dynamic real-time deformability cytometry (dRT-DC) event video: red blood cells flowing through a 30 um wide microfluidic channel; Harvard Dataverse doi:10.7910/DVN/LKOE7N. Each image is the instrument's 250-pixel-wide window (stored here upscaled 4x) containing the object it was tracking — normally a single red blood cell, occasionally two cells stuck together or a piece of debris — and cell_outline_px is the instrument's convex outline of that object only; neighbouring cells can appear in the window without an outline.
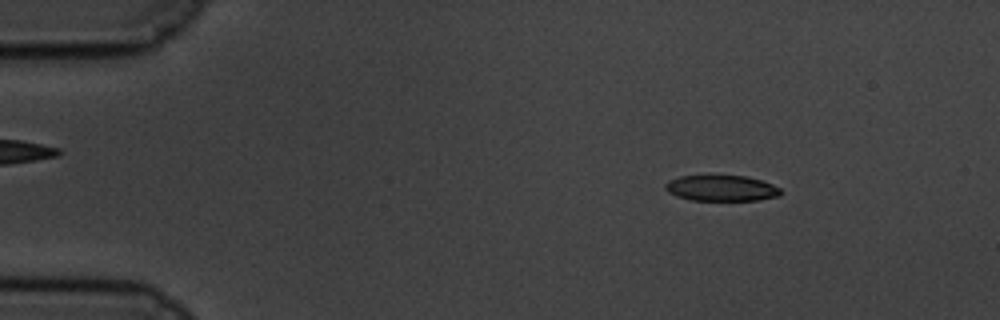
{"species": "common noctule bat (a hibernating species)", "species_latin": "Nyctalus noctula", "temperature_condition": "cold", "stored_images_in_passage": 55, "camera_frame_rate_fps": 3000, "um_per_image_px": 0.085, "animal": {"sex": "male", "body_mass_g": 19.5, "forearm_length_mm": 54.6}, "frame": {"image": 1, "passage_image": 4, "time_ms": 1.0, "image_size_px": [1000, 320], "cell_outline_px": [[784, 192], [780, 196], [760, 200], [692, 200], [676, 196], [668, 192], [664, 188], [664, 184], [668, 180], [680, 176], [708, 172], [748, 176], [772, 184], [780, 188]], "centroid_in_image_um": [61.29, 15.94], "position_along_channel_um": 23.7, "area_um2": 18.44}}
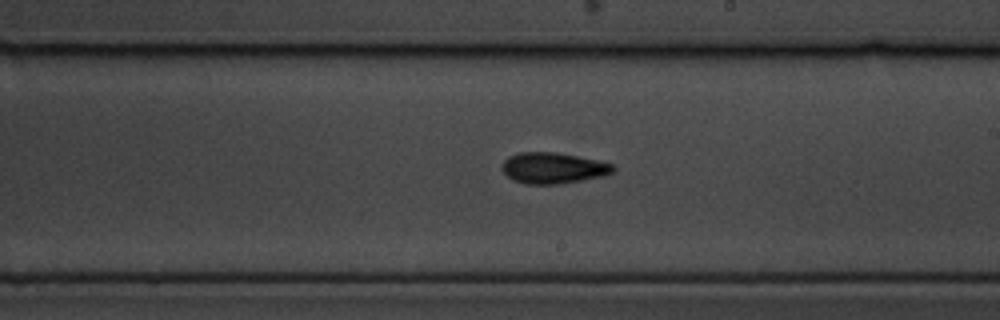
{"frame": {"image": 2, "passage_image": 30, "time_ms": 9.667, "image_size_px": [1000, 320], "cell_outline_px": [[616, 168], [608, 176], [560, 184], [524, 184], [512, 180], [500, 168], [504, 160], [508, 156], [520, 152], [556, 152], [596, 160], [612, 164]], "centroid_in_image_um": [47.01, 14.29], "position_along_channel_um": 242.0, "area_um2": 20.29}}
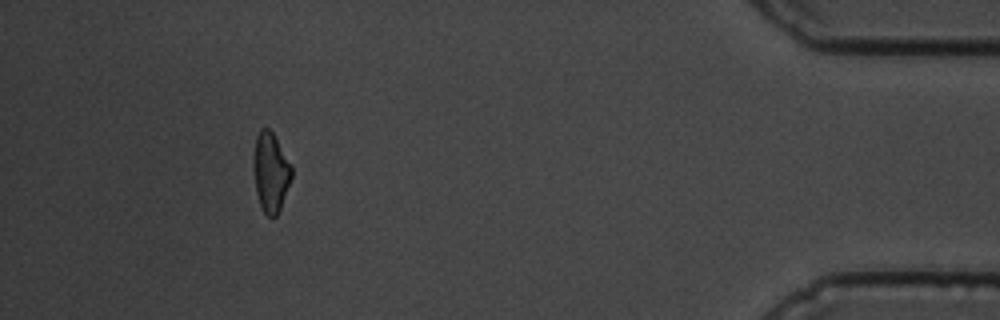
{"frame": {"image": 3, "passage_image": 50, "time_ms": 16.333, "image_size_px": [1000, 320], "cell_outline_px": [[292, 176], [280, 208], [276, 216], [272, 220], [264, 212], [260, 204], [256, 192], [252, 164], [252, 160], [256, 136], [260, 128], [268, 128], [272, 132], [292, 164]], "centroid_in_image_um": [22.99, 14.62], "position_along_channel_um": 412.2, "area_um2": 17.8}, "authors_computed_cell_mechanics": {"area_um2": 18.8428, "velocity_mm_per_s": 3.4006, "shape_relaxation_time_tau1_ms": 3.373, "shape_relaxation_time_tau2_ms": 4.0355, "deformation_change_tau1": 0.1265, "deformation_change_tau2": 0.1088}}